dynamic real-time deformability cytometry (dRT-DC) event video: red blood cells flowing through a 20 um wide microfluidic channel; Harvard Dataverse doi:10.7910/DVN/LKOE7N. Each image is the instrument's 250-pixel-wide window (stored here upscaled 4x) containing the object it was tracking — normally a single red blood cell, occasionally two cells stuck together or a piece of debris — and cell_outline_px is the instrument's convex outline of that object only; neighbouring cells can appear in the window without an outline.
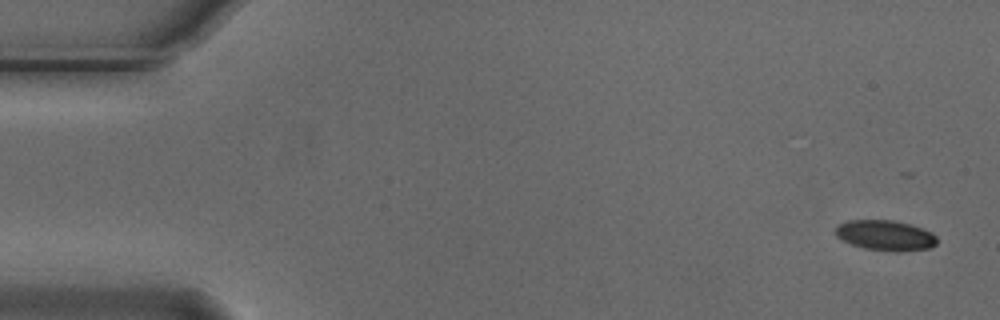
{"species": "Egyptian fruit bat (a non-hibernating species)", "species_latin": "Rousettus aegyptiacus", "temperature_condition": "cold", "stored_images_in_passage": 5, "camera_frame_rate_fps": 3000, "um_per_image_px": 0.085, "animal": {"sex": "male"}, "frame": {"image": 1, "passage_image": 1, "time_ms": 0.0, "image_size_px": [1000, 320], "cell_outline_px": [[936, 244], [932, 248], [900, 252], [896, 252], [864, 248], [852, 244], [836, 236], [836, 224], [848, 220], [892, 220], [912, 224], [932, 232], [936, 236]], "centroid_in_image_um": [75.28, 20.0], "position_along_channel_um": 9.7, "area_um2": 18.09}}
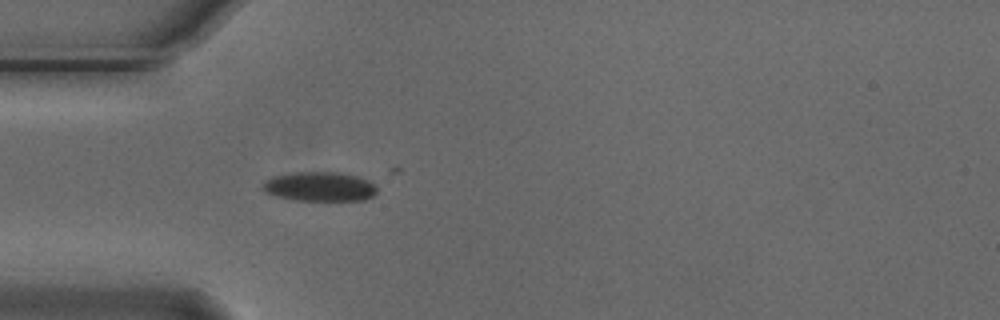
{"frame": {"image": 2, "passage_image": 5, "time_ms": 1.333, "image_size_px": [1000, 320], "cell_outline_px": [[376, 192], [372, 196], [364, 200], [292, 200], [276, 196], [264, 192], [260, 188], [264, 180], [272, 176], [296, 172], [336, 172], [356, 176], [368, 180], [376, 188]], "centroid_in_image_um": [27.09, 15.86], "position_along_channel_um": 57.9, "area_um2": 19.59}}